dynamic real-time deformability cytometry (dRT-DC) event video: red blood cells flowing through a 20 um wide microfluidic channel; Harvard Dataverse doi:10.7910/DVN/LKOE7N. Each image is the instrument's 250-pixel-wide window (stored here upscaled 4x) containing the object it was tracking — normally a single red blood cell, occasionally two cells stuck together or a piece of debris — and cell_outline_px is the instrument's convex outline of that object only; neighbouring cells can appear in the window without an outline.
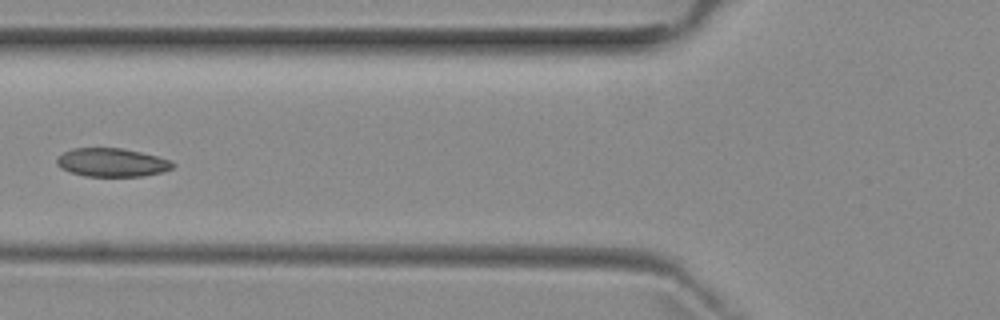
{"species": "common noctule bat (a hibernating species)", "species_latin": "Nyctalus noctula", "temperature_condition": "room temperature", "stored_images_in_passage": 6, "camera_frame_rate_fps": 3000, "um_per_image_px": 0.085, "animal": {"sex": "female", "body_mass_g": 29.2, "forearm_length_mm": 56.3}, "frame": {"image": 1, "passage_image": 5, "time_ms": 5.667, "image_size_px": [1000, 320], "cell_outline_px": [[176, 164], [172, 168], [160, 172], [144, 176], [84, 176], [60, 168], [56, 164], [56, 156], [72, 148], [120, 148], [140, 152], [172, 160]], "centroid_in_image_um": [9.49, 13.81], "position_along_channel_um": 116.3, "area_um2": 19.25}}
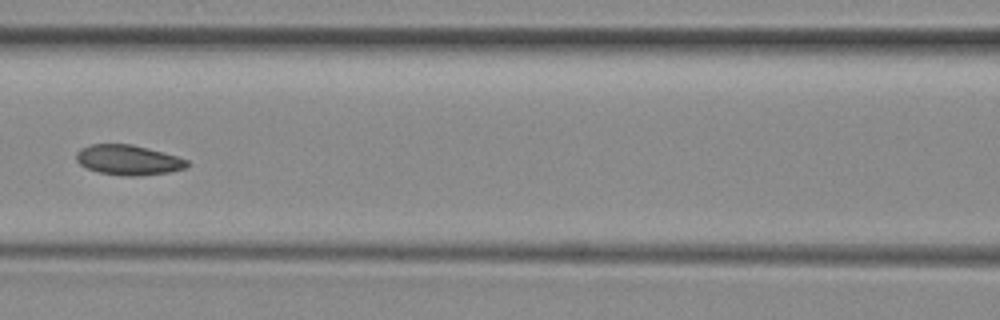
{"frame": {"image": 2, "passage_image": 6, "time_ms": 6.667, "image_size_px": [1000, 320], "cell_outline_px": [[192, 164], [184, 168], [168, 172], [140, 176], [124, 176], [100, 172], [88, 168], [80, 164], [76, 160], [76, 152], [80, 148], [92, 144], [132, 144], [148, 148], [176, 156], [188, 160]], "centroid_in_image_um": [10.91, 13.59], "position_along_channel_um": 155.7, "area_um2": 19.36}}